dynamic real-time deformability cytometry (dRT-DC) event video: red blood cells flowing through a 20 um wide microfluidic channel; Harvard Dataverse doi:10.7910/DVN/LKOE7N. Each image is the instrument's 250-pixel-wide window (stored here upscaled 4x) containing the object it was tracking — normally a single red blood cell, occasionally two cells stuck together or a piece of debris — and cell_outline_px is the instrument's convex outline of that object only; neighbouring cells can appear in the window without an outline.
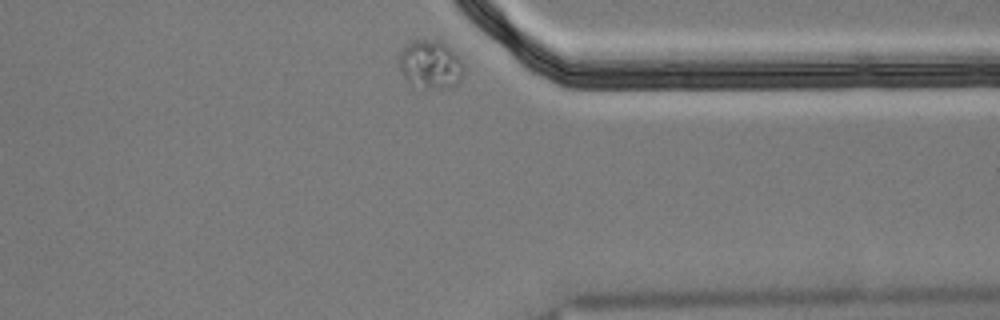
{"species": "Egyptian fruit bat (a non-hibernating species)", "species_latin": "Rousettus aegyptiacus", "temperature_condition": "cold", "stored_images_in_passage": 38, "segment_of_instrument_passage": [2, 2], "camera_frame_rate_fps": 3000, "um_per_image_px": 0.085, "animal": {"sex": "male"}, "frame": {"image": 1, "passage_image": 37, "time_ms": 12.0, "image_size_px": [1000, 320], "cell_outline_px": [[464, 72], [460, 80], [456, 84], [448, 88], [420, 92], [412, 88], [408, 84], [400, 72], [400, 52], [412, 40], [436, 40], [444, 44], [464, 64]], "centroid_in_image_um": [36.55, 5.59], "position_along_channel_um": 374.9, "area_um2": 18.79}}